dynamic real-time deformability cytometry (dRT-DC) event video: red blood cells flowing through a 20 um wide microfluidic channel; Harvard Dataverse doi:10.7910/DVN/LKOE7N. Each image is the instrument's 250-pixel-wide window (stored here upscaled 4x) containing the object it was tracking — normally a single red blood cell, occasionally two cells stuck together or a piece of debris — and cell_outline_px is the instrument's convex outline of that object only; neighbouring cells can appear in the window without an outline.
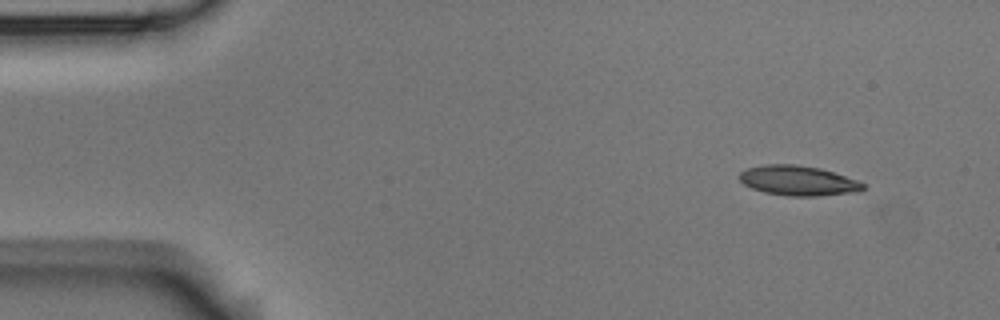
{"species": "Egyptian fruit bat (a non-hibernating species)", "species_latin": "Rousettus aegyptiacus", "temperature_condition": "room temperature", "stored_images_in_passage": 5, "segment_of_instrument_passage": [1, 2], "camera_frame_rate_fps": 3000, "um_per_image_px": 0.085, "animal": {"sex": "male"}, "frame": {"image": 1, "passage_image": 1, "time_ms": 0.0, "image_size_px": [1000, 320], "cell_outline_px": [[864, 188], [860, 192], [816, 196], [788, 196], [764, 192], [752, 188], [744, 184], [736, 176], [740, 172], [748, 168], [764, 164], [796, 164], [820, 168], [856, 180], [864, 184]], "centroid_in_image_um": [67.81, 15.35], "position_along_channel_um": 17.2, "area_um2": 21.56}}
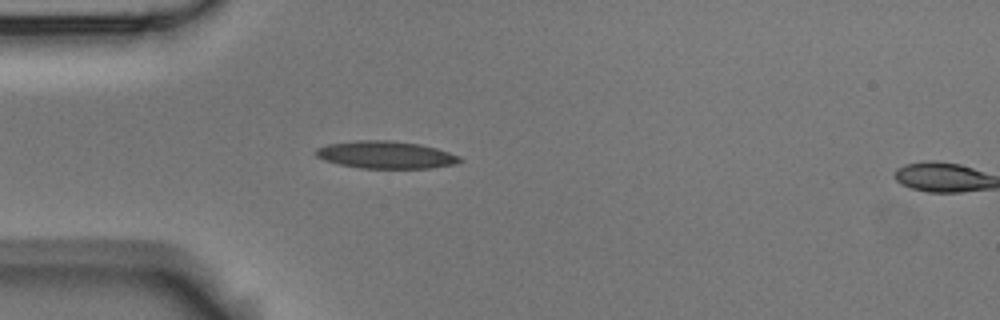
{"frame": {"image": 2, "passage_image": 4, "time_ms": 1.0, "image_size_px": [1000, 320], "cell_outline_px": [[460, 160], [452, 164], [428, 168], [360, 168], [340, 164], [324, 160], [316, 156], [312, 152], [316, 148], [328, 144], [356, 140], [388, 140], [420, 144], [436, 148], [460, 156]], "centroid_in_image_um": [32.71, 13.15], "position_along_channel_um": 52.3, "area_um2": 22.83}}